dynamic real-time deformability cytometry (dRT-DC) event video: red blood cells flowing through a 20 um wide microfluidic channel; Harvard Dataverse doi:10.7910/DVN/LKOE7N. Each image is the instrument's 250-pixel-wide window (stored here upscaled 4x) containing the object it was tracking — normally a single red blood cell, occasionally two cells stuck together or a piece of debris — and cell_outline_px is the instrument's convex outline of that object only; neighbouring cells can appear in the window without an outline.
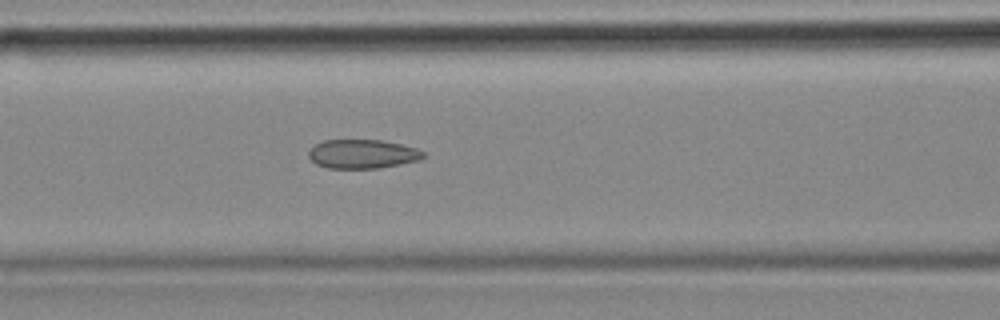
{"species": "common noctule bat (a hibernating species)", "species_latin": "Nyctalus noctula", "temperature_condition": "cold", "stored_images_in_passage": 47, "camera_frame_rate_fps": 3000, "um_per_image_px": 0.085, "animal": {"sex": "female", "body_mass_g": 18.4}, "frame": {"image": 1, "passage_image": 21, "time_ms": 6.667, "image_size_px": [1000, 320], "cell_outline_px": [[424, 156], [420, 160], [380, 168], [328, 168], [316, 164], [308, 156], [308, 152], [316, 144], [324, 140], [380, 140], [400, 144], [416, 148], [424, 152]], "centroid_in_image_um": [30.81, 13.09], "position_along_channel_um": 135.8, "area_um2": 19.25}, "authors_computed_cell_mechanics": {"area_um2": 19.7676, "velocity_mm_per_s": 3.5946, "shape_relaxation_time_tau1_ms": null, "shape_relaxation_time_tau2_ms": 2.4746, "deformation_change_tau1": null, "deformation_change_tau2": 0.1039}}